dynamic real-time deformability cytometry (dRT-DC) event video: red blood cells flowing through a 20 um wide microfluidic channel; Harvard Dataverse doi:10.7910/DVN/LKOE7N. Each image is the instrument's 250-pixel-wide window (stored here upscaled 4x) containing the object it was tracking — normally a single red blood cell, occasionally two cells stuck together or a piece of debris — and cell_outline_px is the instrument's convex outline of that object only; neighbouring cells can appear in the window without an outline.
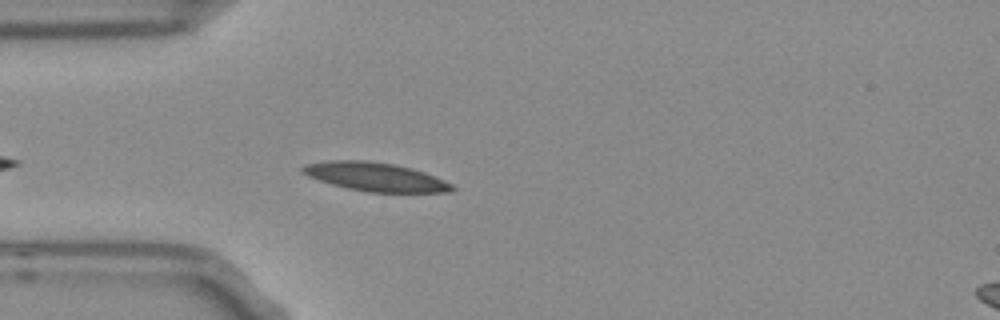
{"species": "Egyptian fruit bat (a non-hibernating species)", "species_latin": "Rousettus aegyptiacus", "temperature_condition": "room temperature", "stored_images_in_passage": 41, "camera_frame_rate_fps": 3000, "um_per_image_px": 0.085, "frame": {"image": 1, "passage_image": 4, "time_ms": 1.0, "image_size_px": [1000, 320], "cell_outline_px": [[456, 188], [452, 192], [368, 192], [348, 188], [332, 184], [308, 176], [300, 172], [300, 168], [304, 164], [332, 160], [364, 160], [396, 164], [412, 168], [424, 172], [444, 180], [452, 184]], "centroid_in_image_um": [31.91, 15.02], "position_along_channel_um": 53.1, "area_um2": 24.97}}
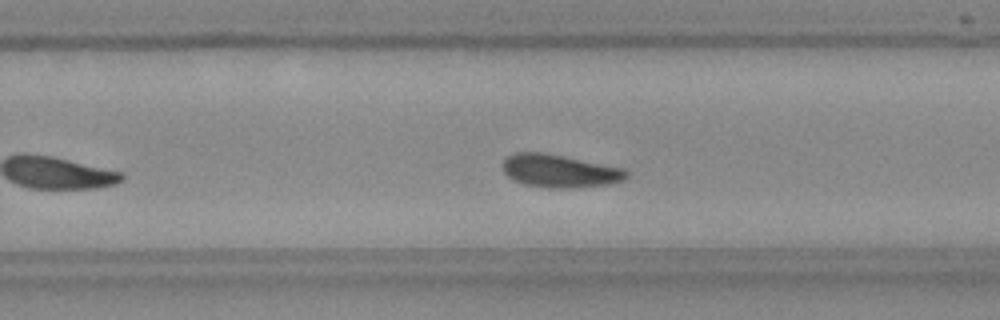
{"frame": {"image": 2, "passage_image": 23, "time_ms": 7.333, "image_size_px": [1000, 320], "cell_outline_px": [[628, 176], [624, 180], [608, 184], [572, 188], [548, 188], [524, 184], [512, 180], [504, 172], [504, 160], [508, 156], [516, 152], [540, 152], [564, 156], [624, 168], [628, 172]], "centroid_in_image_um": [47.58, 14.54], "position_along_channel_um": 282.2, "area_um2": 23.7}}
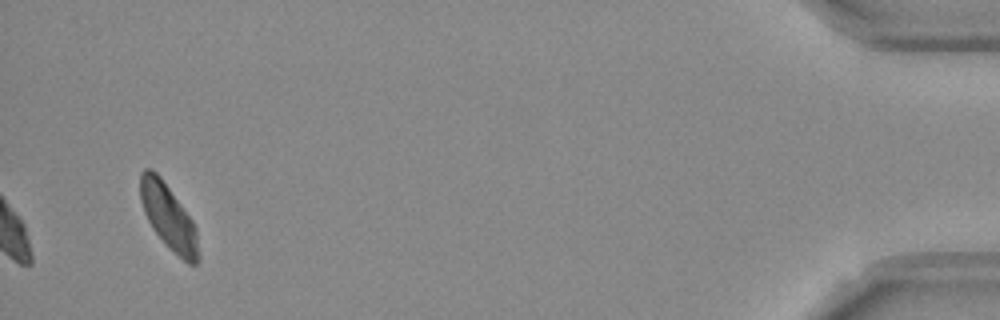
{"frame": {"image": 3, "passage_image": 41, "time_ms": 13.333, "image_size_px": [1000, 320], "cell_outline_px": [[200, 260], [196, 264], [188, 264], [152, 228], [144, 212], [140, 200], [140, 172], [144, 168], [148, 168], [156, 172], [160, 176], [192, 220], [196, 228], [200, 256]], "centroid_in_image_um": [14.32, 18.41], "position_along_channel_um": 420.9, "area_um2": 21.62}}